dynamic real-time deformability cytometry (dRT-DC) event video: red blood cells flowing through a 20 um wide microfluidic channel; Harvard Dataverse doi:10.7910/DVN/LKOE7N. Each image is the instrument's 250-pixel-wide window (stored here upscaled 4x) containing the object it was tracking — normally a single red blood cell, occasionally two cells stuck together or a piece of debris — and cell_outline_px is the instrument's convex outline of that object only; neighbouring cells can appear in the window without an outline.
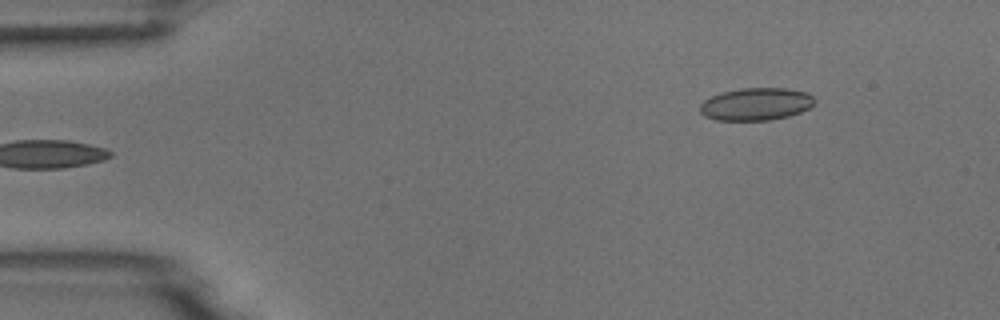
{"species": "common noctule bat (a hibernating species)", "species_latin": "Nyctalus noctula", "temperature_condition": "room temperature", "stored_images_in_passage": 6, "segment_of_instrument_passage": [2, 2], "camera_frame_rate_fps": 3000, "um_per_image_px": 0.085, "animal": {"sex": "male", "body_mass_g": 18.8}, "frame": {"image": 1, "passage_image": 6, "time_ms": 5.667, "image_size_px": [1000, 320], "cell_outline_px": [[816, 100], [808, 108], [800, 112], [788, 116], [768, 120], [716, 120], [704, 116], [700, 112], [700, 104], [704, 100], [712, 96], [724, 92], [740, 88], [784, 88], [808, 92]], "centroid_in_image_um": [64.25, 8.84], "position_along_channel_um": 20.7, "area_um2": 21.62}}